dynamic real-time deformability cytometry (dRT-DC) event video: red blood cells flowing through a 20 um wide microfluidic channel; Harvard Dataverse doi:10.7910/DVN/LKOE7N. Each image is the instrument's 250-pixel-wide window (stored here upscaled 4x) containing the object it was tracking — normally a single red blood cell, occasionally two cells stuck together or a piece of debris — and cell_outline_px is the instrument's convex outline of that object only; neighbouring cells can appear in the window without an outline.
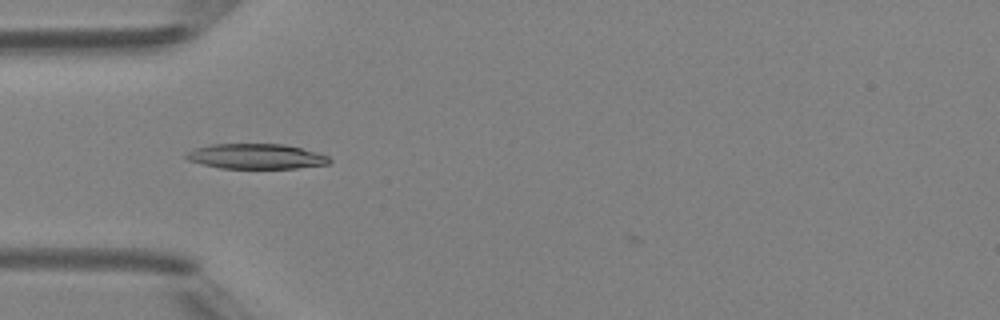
{"species": "Egyptian fruit bat (a non-hibernating species)", "species_latin": "Rousettus aegyptiacus", "temperature_condition": "room temperature", "stored_images_in_passage": 35, "camera_frame_rate_fps": 3000, "um_per_image_px": 0.085, "animal": {"sex": "female"}, "frame": {"image": 1, "passage_image": 2, "time_ms": 0.333, "image_size_px": [1000, 320], "cell_outline_px": [[332, 160], [328, 164], [296, 168], [220, 168], [188, 160], [184, 156], [188, 152], [196, 148], [212, 144], [284, 144], [316, 152], [328, 156]], "centroid_in_image_um": [21.78, 13.29], "position_along_channel_um": 63.2, "area_um2": 20.75}}
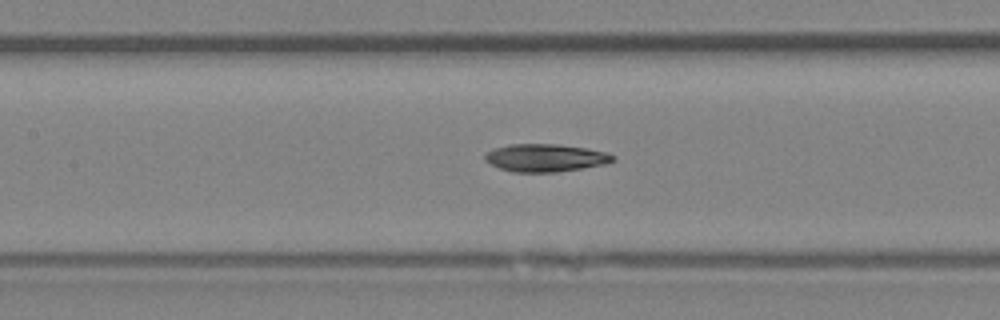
{"frame": {"image": 2, "passage_image": 9, "time_ms": 2.667, "image_size_px": [1000, 320], "cell_outline_px": [[616, 156], [612, 160], [604, 164], [584, 168], [556, 172], [512, 172], [500, 168], [484, 160], [484, 156], [492, 148], [508, 144], [556, 144], [584, 148], [608, 152]], "centroid_in_image_um": [46.34, 13.41], "position_along_channel_um": 161.1, "area_um2": 20.63}}
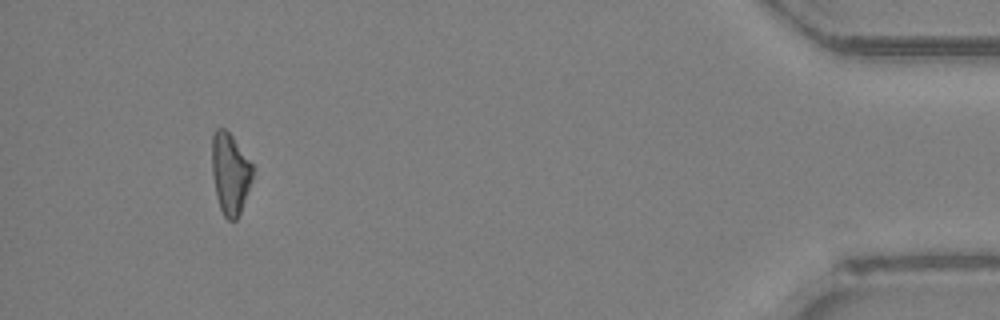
{"frame": {"image": 3, "passage_image": 32, "time_ms": 10.333, "image_size_px": [1000, 320], "cell_outline_px": [[252, 180], [240, 212], [236, 220], [228, 220], [224, 216], [220, 208], [216, 196], [212, 172], [212, 136], [216, 128], [224, 128], [232, 136], [252, 164]], "centroid_in_image_um": [19.54, 14.74], "position_along_channel_um": 415.7, "area_um2": 19.02}, "authors_computed_cell_mechanics": {"area_um2": 20.23, "velocity_mm_per_s": 4.2512, "shape_relaxation_time_tau1_ms": 4.2078, "shape_relaxation_time_tau2_ms": 3.7866, "deformation_change_tau1": 0.1604, "deformation_change_tau2": 0.1269}}